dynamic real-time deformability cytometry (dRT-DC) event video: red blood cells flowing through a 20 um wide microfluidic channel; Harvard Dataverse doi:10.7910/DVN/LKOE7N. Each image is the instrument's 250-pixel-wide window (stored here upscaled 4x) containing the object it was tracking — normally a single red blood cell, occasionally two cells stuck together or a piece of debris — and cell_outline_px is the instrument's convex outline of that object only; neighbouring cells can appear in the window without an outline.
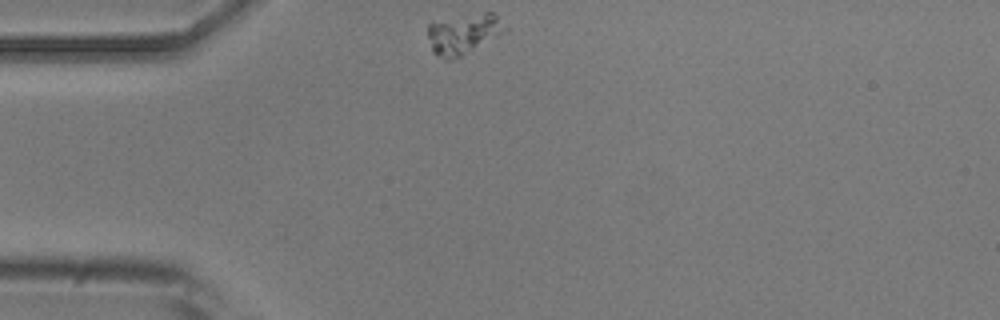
{"species": "common noctule bat (a hibernating species)", "species_latin": "Nyctalus noctula", "temperature_condition": "room temperature", "stored_images_in_passage": 2, "camera_frame_rate_fps": 3000, "um_per_image_px": 0.085, "animal": {"sex": "male", "body_mass_g": 20.5, "forearm_length_mm": 52.5}, "frame": {"image": 1, "passage_image": 1, "time_ms": 0.0, "image_size_px": [1000, 320], "cell_outline_px": [[496, 32], [460, 56], [452, 60], [444, 60], [436, 56], [432, 52], [428, 36], [428, 24], [484, 12], [492, 12], [496, 16]], "centroid_in_image_um": [39.13, 2.92], "position_along_channel_um": 45.9, "area_um2": 16.07}}